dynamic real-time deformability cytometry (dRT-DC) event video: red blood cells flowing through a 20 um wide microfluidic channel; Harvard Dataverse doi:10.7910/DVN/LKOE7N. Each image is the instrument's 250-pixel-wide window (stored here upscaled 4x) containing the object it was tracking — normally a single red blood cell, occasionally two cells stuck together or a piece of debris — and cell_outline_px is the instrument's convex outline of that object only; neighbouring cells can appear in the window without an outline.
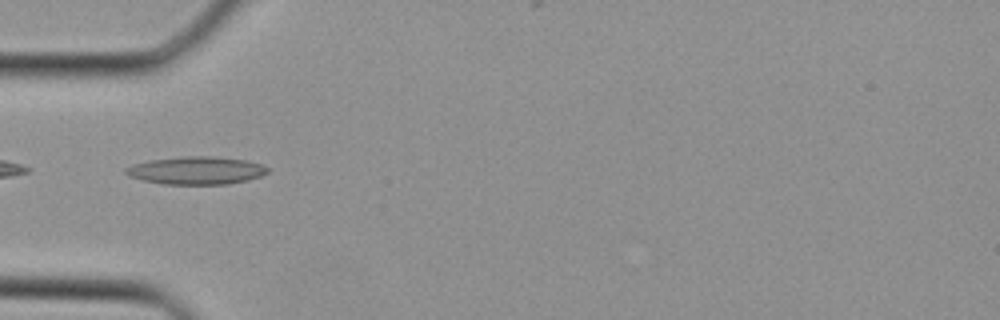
{"species": "Egyptian fruit bat (a non-hibernating species)", "species_latin": "Rousettus aegyptiacus", "temperature_condition": "cold", "stored_images_in_passage": 27, "camera_frame_rate_fps": 3000, "um_per_image_px": 0.085, "animal": {"sex": "female"}, "frame": {"image": 1, "passage_image": 3, "time_ms": 0.667, "image_size_px": [1000, 320], "cell_outline_px": [[268, 172], [260, 176], [248, 180], [228, 184], [164, 184], [144, 180], [128, 176], [124, 172], [124, 168], [132, 164], [148, 160], [184, 156], [212, 156], [244, 160], [264, 164], [268, 168]], "centroid_in_image_um": [16.67, 14.48], "position_along_channel_um": 68.3, "area_um2": 23.06}}
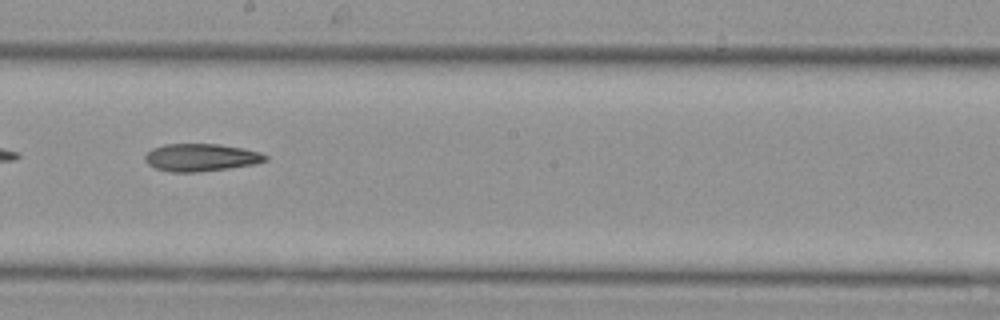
{"frame": {"image": 2, "passage_image": 12, "time_ms": 3.667, "image_size_px": [1000, 320], "cell_outline_px": [[268, 160], [256, 164], [228, 168], [196, 172], [172, 172], [156, 168], [148, 164], [144, 160], [144, 156], [152, 148], [164, 144], [220, 144], [244, 148], [260, 152], [268, 156]], "centroid_in_image_um": [17.1, 13.38], "position_along_channel_um": 231.1, "area_um2": 19.42}}
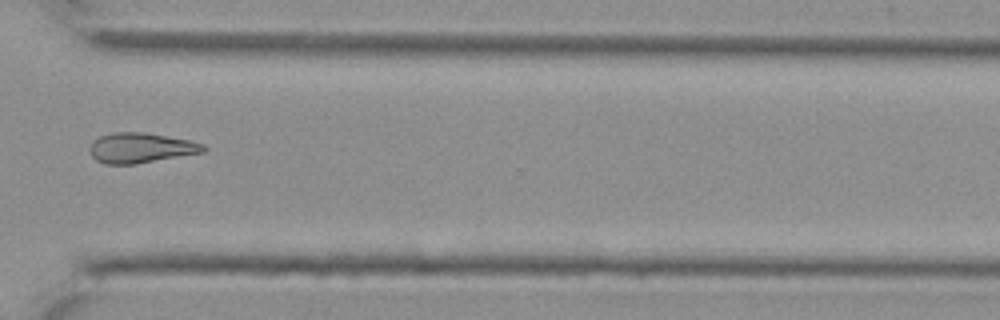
{"frame": {"image": 3, "passage_image": 19, "time_ms": 6.0, "image_size_px": [1000, 320], "cell_outline_px": [[208, 148], [204, 152], [136, 164], [104, 164], [96, 160], [92, 156], [88, 148], [92, 140], [100, 136], [112, 132], [144, 132], [188, 140], [204, 144]], "centroid_in_image_um": [11.93, 12.57], "position_along_channel_um": 358.7, "area_um2": 20.06}}